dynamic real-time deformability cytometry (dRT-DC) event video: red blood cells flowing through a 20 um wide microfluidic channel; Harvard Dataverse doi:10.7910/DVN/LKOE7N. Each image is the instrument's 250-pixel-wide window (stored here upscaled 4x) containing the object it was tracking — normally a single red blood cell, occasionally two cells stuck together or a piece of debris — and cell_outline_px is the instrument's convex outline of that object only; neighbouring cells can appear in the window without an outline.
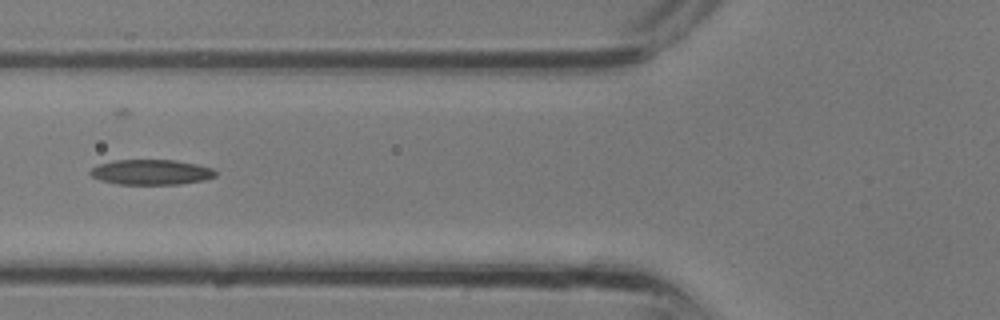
{"species": "common noctule bat (a hibernating species)", "species_latin": "Nyctalus noctula", "temperature_condition": "room temperature", "stored_images_in_passage": 26, "camera_frame_rate_fps": 3000, "um_per_image_px": 0.085, "animal": {"sex": "male", "body_mass_g": 13.3}, "frame": {"image": 1, "passage_image": 5, "time_ms": 1.333, "image_size_px": [1000, 320], "cell_outline_px": [[216, 176], [204, 180], [180, 184], [116, 184], [100, 180], [92, 176], [88, 172], [92, 168], [100, 164], [116, 160], [176, 160], [196, 164], [212, 168], [216, 172]], "centroid_in_image_um": [12.85, 14.63], "position_along_channel_um": 112.9, "area_um2": 18.32}}
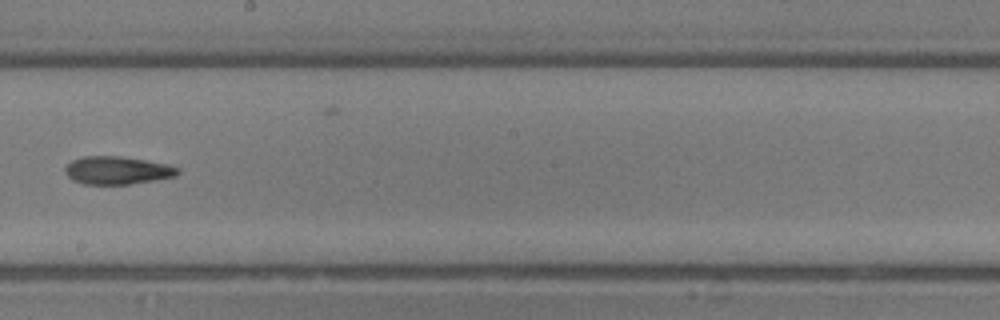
{"frame": {"image": 2, "passage_image": 11, "time_ms": 3.333, "image_size_px": [1000, 320], "cell_outline_px": [[180, 172], [176, 176], [156, 180], [128, 184], [84, 184], [72, 180], [64, 172], [64, 168], [72, 160], [84, 156], [120, 156], [168, 164], [180, 168]], "centroid_in_image_um": [9.97, 14.48], "position_along_channel_um": 238.2, "area_um2": 18.38}}
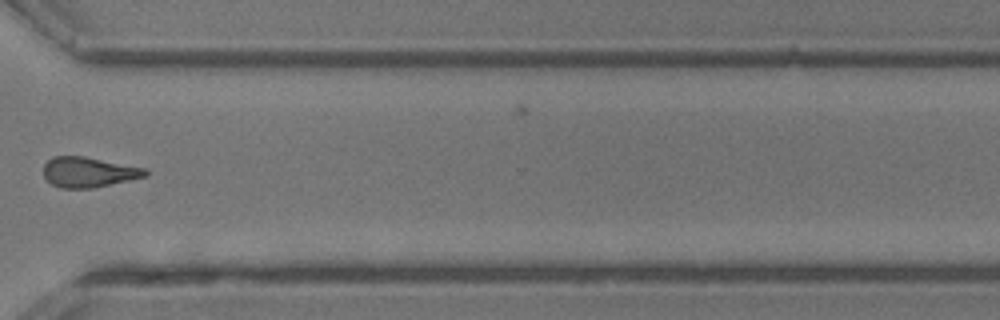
{"frame": {"image": 3, "passage_image": 17, "time_ms": 5.333, "image_size_px": [1000, 320], "cell_outline_px": [[148, 176], [92, 188], [60, 188], [52, 184], [44, 176], [44, 164], [52, 156], [84, 156], [148, 168]], "centroid_in_image_um": [7.56, 14.62], "position_along_channel_um": 363.0, "area_um2": 18.03}}